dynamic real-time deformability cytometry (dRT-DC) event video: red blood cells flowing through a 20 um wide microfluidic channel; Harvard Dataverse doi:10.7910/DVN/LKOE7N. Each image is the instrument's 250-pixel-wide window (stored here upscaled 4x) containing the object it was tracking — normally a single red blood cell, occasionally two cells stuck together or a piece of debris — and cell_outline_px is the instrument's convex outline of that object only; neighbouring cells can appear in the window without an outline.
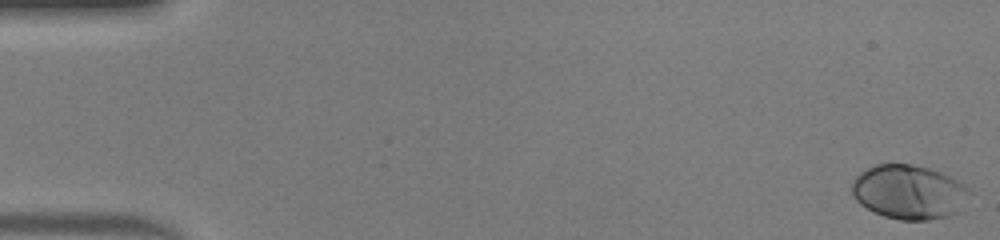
{"species": "human", "species_latin": "Homo sapiens", "temperature_condition": "warm", "stored_images_in_passage": 50, "camera_frame_rate_fps": 3000, "um_per_image_px": 0.085, "donor": {"sex": "male"}, "frame": {"image": 1, "passage_image": 1, "time_ms": 0.0, "image_size_px": [1000, 240], "cell_outline_px": [[968, 192], [960, 212], [948, 216], [928, 220], [900, 220], [884, 216], [860, 204], [856, 200], [852, 192], [852, 180], [860, 172], [876, 164], [912, 164], [928, 168], [940, 172], [964, 184]], "centroid_in_image_um": [77.23, 16.32], "position_along_channel_um": 7.8, "area_um2": 36.88}}
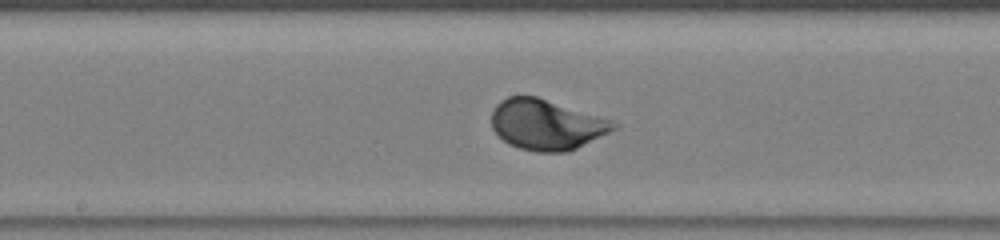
{"frame": {"image": 2, "passage_image": 27, "time_ms": 8.667, "image_size_px": [1000, 240], "cell_outline_px": [[620, 124], [616, 128], [568, 152], [536, 152], [520, 148], [508, 144], [492, 128], [492, 112], [496, 104], [500, 100], [508, 96], [536, 96]], "centroid_in_image_um": [46.38, 10.6], "position_along_channel_um": 201.8, "area_um2": 35.14}}
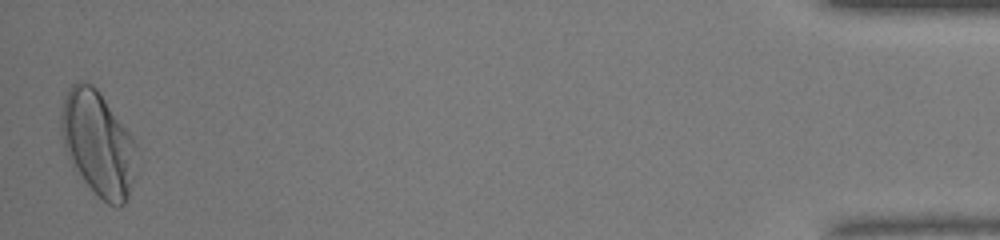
{"frame": {"image": 3, "passage_image": 50, "time_ms": 16.333, "image_size_px": [1000, 240], "cell_outline_px": [[136, 144], [128, 196], [124, 204], [116, 208], [108, 204], [84, 180], [64, 148], [60, 128], [60, 112], [68, 88], [72, 84], [80, 80], [84, 80], [92, 84], [96, 88], [132, 136]], "centroid_in_image_um": [8.28, 12.12], "position_along_channel_um": 426.9, "area_um2": 44.68}, "authors_computed_cell_mechanics": {"area_um2": 35.4603, "velocity_mm_per_s": 4.1203, "shape_relaxation_time_tau1_ms": 1.9672, "shape_relaxation_time_tau2_ms": null, "deformation_change_tau1": 0.1566, "deformation_change_tau2": null}}